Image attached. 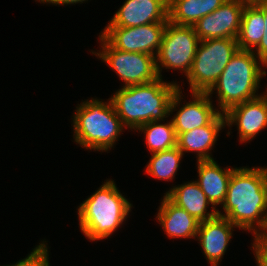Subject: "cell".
I'll use <instances>...</instances> for the list:
<instances>
[{
	"label": "cell",
	"mask_w": 267,
	"mask_h": 266,
	"mask_svg": "<svg viewBox=\"0 0 267 266\" xmlns=\"http://www.w3.org/2000/svg\"><path fill=\"white\" fill-rule=\"evenodd\" d=\"M44 240H41L37 246H34L35 248H32L27 257L18 260L16 263L2 266H50L48 241Z\"/></svg>",
	"instance_id": "603a6c76"
},
{
	"label": "cell",
	"mask_w": 267,
	"mask_h": 266,
	"mask_svg": "<svg viewBox=\"0 0 267 266\" xmlns=\"http://www.w3.org/2000/svg\"><path fill=\"white\" fill-rule=\"evenodd\" d=\"M239 50L234 38L201 40L186 82L191 92L207 93Z\"/></svg>",
	"instance_id": "8992f818"
},
{
	"label": "cell",
	"mask_w": 267,
	"mask_h": 266,
	"mask_svg": "<svg viewBox=\"0 0 267 266\" xmlns=\"http://www.w3.org/2000/svg\"><path fill=\"white\" fill-rule=\"evenodd\" d=\"M251 250L257 266H267V232L253 235Z\"/></svg>",
	"instance_id": "cb8c5ba5"
},
{
	"label": "cell",
	"mask_w": 267,
	"mask_h": 266,
	"mask_svg": "<svg viewBox=\"0 0 267 266\" xmlns=\"http://www.w3.org/2000/svg\"><path fill=\"white\" fill-rule=\"evenodd\" d=\"M263 16L265 22L264 35L252 52L267 65V3L263 4Z\"/></svg>",
	"instance_id": "d4e9b609"
},
{
	"label": "cell",
	"mask_w": 267,
	"mask_h": 266,
	"mask_svg": "<svg viewBox=\"0 0 267 266\" xmlns=\"http://www.w3.org/2000/svg\"><path fill=\"white\" fill-rule=\"evenodd\" d=\"M225 128V116L220 113L209 125L181 133L177 137V147L184 155L188 152L196 154V161L213 160L211 151L220 131Z\"/></svg>",
	"instance_id": "9a60e30c"
},
{
	"label": "cell",
	"mask_w": 267,
	"mask_h": 266,
	"mask_svg": "<svg viewBox=\"0 0 267 266\" xmlns=\"http://www.w3.org/2000/svg\"><path fill=\"white\" fill-rule=\"evenodd\" d=\"M179 83L159 77L150 83L121 87L110 98L124 127L136 131L145 123L168 119Z\"/></svg>",
	"instance_id": "7a4b0ae2"
},
{
	"label": "cell",
	"mask_w": 267,
	"mask_h": 266,
	"mask_svg": "<svg viewBox=\"0 0 267 266\" xmlns=\"http://www.w3.org/2000/svg\"><path fill=\"white\" fill-rule=\"evenodd\" d=\"M184 154L174 147L161 152L152 153L145 166V173L154 179L171 182L174 181L180 169Z\"/></svg>",
	"instance_id": "7402d4cb"
},
{
	"label": "cell",
	"mask_w": 267,
	"mask_h": 266,
	"mask_svg": "<svg viewBox=\"0 0 267 266\" xmlns=\"http://www.w3.org/2000/svg\"><path fill=\"white\" fill-rule=\"evenodd\" d=\"M226 0H168V21L193 26L202 17L213 13Z\"/></svg>",
	"instance_id": "d6986e66"
},
{
	"label": "cell",
	"mask_w": 267,
	"mask_h": 266,
	"mask_svg": "<svg viewBox=\"0 0 267 266\" xmlns=\"http://www.w3.org/2000/svg\"><path fill=\"white\" fill-rule=\"evenodd\" d=\"M164 195L199 222L210 220L218 215V209L210 203L194 180L172 186ZM210 206L211 212L208 210Z\"/></svg>",
	"instance_id": "ac0fdd59"
},
{
	"label": "cell",
	"mask_w": 267,
	"mask_h": 266,
	"mask_svg": "<svg viewBox=\"0 0 267 266\" xmlns=\"http://www.w3.org/2000/svg\"><path fill=\"white\" fill-rule=\"evenodd\" d=\"M265 87L267 89V86H265ZM260 96L265 100V102L267 104V90H265L264 92H261V95Z\"/></svg>",
	"instance_id": "83f0119b"
},
{
	"label": "cell",
	"mask_w": 267,
	"mask_h": 266,
	"mask_svg": "<svg viewBox=\"0 0 267 266\" xmlns=\"http://www.w3.org/2000/svg\"><path fill=\"white\" fill-rule=\"evenodd\" d=\"M168 0H125L106 26L137 27L168 22Z\"/></svg>",
	"instance_id": "5bb4252c"
},
{
	"label": "cell",
	"mask_w": 267,
	"mask_h": 266,
	"mask_svg": "<svg viewBox=\"0 0 267 266\" xmlns=\"http://www.w3.org/2000/svg\"><path fill=\"white\" fill-rule=\"evenodd\" d=\"M196 163L198 178L195 181L210 203L218 209L225 201L228 183L235 168L228 165L223 168L214 159Z\"/></svg>",
	"instance_id": "e0dca14e"
},
{
	"label": "cell",
	"mask_w": 267,
	"mask_h": 266,
	"mask_svg": "<svg viewBox=\"0 0 267 266\" xmlns=\"http://www.w3.org/2000/svg\"><path fill=\"white\" fill-rule=\"evenodd\" d=\"M136 132L145 135V144L150 154L177 146V136L171 119H168L166 123L165 120L145 123Z\"/></svg>",
	"instance_id": "44dd1931"
},
{
	"label": "cell",
	"mask_w": 267,
	"mask_h": 266,
	"mask_svg": "<svg viewBox=\"0 0 267 266\" xmlns=\"http://www.w3.org/2000/svg\"><path fill=\"white\" fill-rule=\"evenodd\" d=\"M181 89L178 84L170 104V115H174L170 117L177 137L181 133L209 125L221 113L207 93L191 92L192 100L186 102L182 93L184 90Z\"/></svg>",
	"instance_id": "30bf717a"
},
{
	"label": "cell",
	"mask_w": 267,
	"mask_h": 266,
	"mask_svg": "<svg viewBox=\"0 0 267 266\" xmlns=\"http://www.w3.org/2000/svg\"><path fill=\"white\" fill-rule=\"evenodd\" d=\"M263 4L245 5L236 38L239 49L253 51L264 35Z\"/></svg>",
	"instance_id": "ffe728a7"
},
{
	"label": "cell",
	"mask_w": 267,
	"mask_h": 266,
	"mask_svg": "<svg viewBox=\"0 0 267 266\" xmlns=\"http://www.w3.org/2000/svg\"><path fill=\"white\" fill-rule=\"evenodd\" d=\"M39 2L40 4H46V5H48V3L51 1V0H35V2Z\"/></svg>",
	"instance_id": "f1b7e54d"
},
{
	"label": "cell",
	"mask_w": 267,
	"mask_h": 266,
	"mask_svg": "<svg viewBox=\"0 0 267 266\" xmlns=\"http://www.w3.org/2000/svg\"><path fill=\"white\" fill-rule=\"evenodd\" d=\"M224 116L225 126L230 129L227 136L231 135V128L236 125L241 144L250 143L267 128V104L261 96L232 106Z\"/></svg>",
	"instance_id": "8fae6325"
},
{
	"label": "cell",
	"mask_w": 267,
	"mask_h": 266,
	"mask_svg": "<svg viewBox=\"0 0 267 266\" xmlns=\"http://www.w3.org/2000/svg\"><path fill=\"white\" fill-rule=\"evenodd\" d=\"M156 219L170 239H196L200 222L166 195L161 198Z\"/></svg>",
	"instance_id": "2e32d148"
},
{
	"label": "cell",
	"mask_w": 267,
	"mask_h": 266,
	"mask_svg": "<svg viewBox=\"0 0 267 266\" xmlns=\"http://www.w3.org/2000/svg\"><path fill=\"white\" fill-rule=\"evenodd\" d=\"M115 182L106 179L77 207L79 229L92 242L111 237L130 217L133 205Z\"/></svg>",
	"instance_id": "3957f363"
},
{
	"label": "cell",
	"mask_w": 267,
	"mask_h": 266,
	"mask_svg": "<svg viewBox=\"0 0 267 266\" xmlns=\"http://www.w3.org/2000/svg\"><path fill=\"white\" fill-rule=\"evenodd\" d=\"M168 22L137 27L105 26L99 33L113 48L132 53L157 55Z\"/></svg>",
	"instance_id": "9c48e42d"
},
{
	"label": "cell",
	"mask_w": 267,
	"mask_h": 266,
	"mask_svg": "<svg viewBox=\"0 0 267 266\" xmlns=\"http://www.w3.org/2000/svg\"><path fill=\"white\" fill-rule=\"evenodd\" d=\"M244 7L245 4L238 0H226L213 13L202 17L193 25L200 41L217 38L236 39Z\"/></svg>",
	"instance_id": "7c38bea8"
},
{
	"label": "cell",
	"mask_w": 267,
	"mask_h": 266,
	"mask_svg": "<svg viewBox=\"0 0 267 266\" xmlns=\"http://www.w3.org/2000/svg\"><path fill=\"white\" fill-rule=\"evenodd\" d=\"M99 50L90 53L107 64L123 82V86L146 84L159 78L155 56L147 53H132L113 48L99 34Z\"/></svg>",
	"instance_id": "52a82bcc"
},
{
	"label": "cell",
	"mask_w": 267,
	"mask_h": 266,
	"mask_svg": "<svg viewBox=\"0 0 267 266\" xmlns=\"http://www.w3.org/2000/svg\"><path fill=\"white\" fill-rule=\"evenodd\" d=\"M265 69L267 65L252 51L239 49L207 94L212 99L216 93L217 109L225 113L232 106L261 95L258 90L267 75Z\"/></svg>",
	"instance_id": "5b68a950"
},
{
	"label": "cell",
	"mask_w": 267,
	"mask_h": 266,
	"mask_svg": "<svg viewBox=\"0 0 267 266\" xmlns=\"http://www.w3.org/2000/svg\"><path fill=\"white\" fill-rule=\"evenodd\" d=\"M199 43L194 26L176 25L168 21L155 57L158 76L162 78V69H169L179 70L186 77Z\"/></svg>",
	"instance_id": "ba28073f"
},
{
	"label": "cell",
	"mask_w": 267,
	"mask_h": 266,
	"mask_svg": "<svg viewBox=\"0 0 267 266\" xmlns=\"http://www.w3.org/2000/svg\"><path fill=\"white\" fill-rule=\"evenodd\" d=\"M89 98L77 104L71 116L73 140L88 151L107 152L126 130L118 117L111 98ZM73 117V118H72Z\"/></svg>",
	"instance_id": "277c9868"
},
{
	"label": "cell",
	"mask_w": 267,
	"mask_h": 266,
	"mask_svg": "<svg viewBox=\"0 0 267 266\" xmlns=\"http://www.w3.org/2000/svg\"><path fill=\"white\" fill-rule=\"evenodd\" d=\"M85 2H88V0H51L48 4L49 5L52 4V6L58 5L60 7L61 5H63V6L64 5H66V6L70 5L71 6V4L76 5V4H82Z\"/></svg>",
	"instance_id": "484cf974"
},
{
	"label": "cell",
	"mask_w": 267,
	"mask_h": 266,
	"mask_svg": "<svg viewBox=\"0 0 267 266\" xmlns=\"http://www.w3.org/2000/svg\"><path fill=\"white\" fill-rule=\"evenodd\" d=\"M245 5L265 4L267 0H238Z\"/></svg>",
	"instance_id": "4316f807"
},
{
	"label": "cell",
	"mask_w": 267,
	"mask_h": 266,
	"mask_svg": "<svg viewBox=\"0 0 267 266\" xmlns=\"http://www.w3.org/2000/svg\"><path fill=\"white\" fill-rule=\"evenodd\" d=\"M236 228L226 217L219 215L200 222L196 241L210 266H219L222 262Z\"/></svg>",
	"instance_id": "4fadbf2b"
},
{
	"label": "cell",
	"mask_w": 267,
	"mask_h": 266,
	"mask_svg": "<svg viewBox=\"0 0 267 266\" xmlns=\"http://www.w3.org/2000/svg\"><path fill=\"white\" fill-rule=\"evenodd\" d=\"M264 172L266 174V179H267V166H263Z\"/></svg>",
	"instance_id": "f546056e"
},
{
	"label": "cell",
	"mask_w": 267,
	"mask_h": 266,
	"mask_svg": "<svg viewBox=\"0 0 267 266\" xmlns=\"http://www.w3.org/2000/svg\"><path fill=\"white\" fill-rule=\"evenodd\" d=\"M221 210L218 215L241 231L252 236L267 232V179L262 166L235 167Z\"/></svg>",
	"instance_id": "6da1fadb"
}]
</instances>
